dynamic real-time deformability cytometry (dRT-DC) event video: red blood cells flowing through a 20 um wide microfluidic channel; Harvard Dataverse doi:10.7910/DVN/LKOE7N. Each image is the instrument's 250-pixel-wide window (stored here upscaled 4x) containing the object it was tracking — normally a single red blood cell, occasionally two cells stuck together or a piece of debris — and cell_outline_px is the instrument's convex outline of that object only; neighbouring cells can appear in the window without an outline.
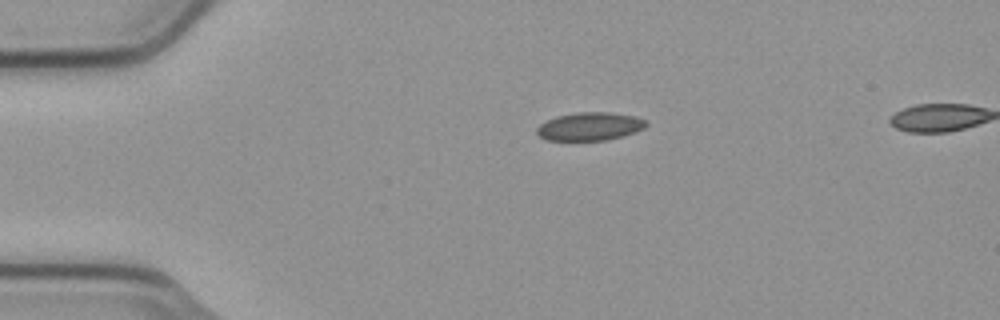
{"species": "common noctule bat (a hibernating species)", "species_latin": "Nyctalus noctula", "temperature_condition": "cold", "stored_images_in_passage": 5, "camera_frame_rate_fps": 3000, "um_per_image_px": 0.085, "animal": {"sex": "male", "body_mass_g": 23.1, "forearm_length_mm": 52.7}, "frame": {"image": 1, "passage_image": 5, "time_ms": 1.333, "image_size_px": [1000, 320], "cell_outline_px": [[648, 124], [644, 128], [636, 132], [624, 136], [604, 140], [544, 140], [536, 132], [536, 128], [540, 124], [556, 116], [576, 112], [608, 112], [636, 116], [648, 120]], "centroid_in_image_um": [50.17, 10.74], "position_along_channel_um": 34.8, "area_um2": 18.09}}